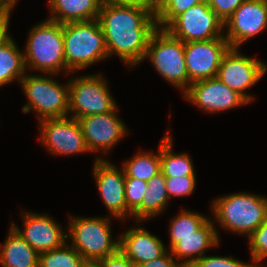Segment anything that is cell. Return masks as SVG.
<instances>
[{"instance_id":"277c9868","label":"cell","mask_w":267,"mask_h":267,"mask_svg":"<svg viewBox=\"0 0 267 267\" xmlns=\"http://www.w3.org/2000/svg\"><path fill=\"white\" fill-rule=\"evenodd\" d=\"M66 68L73 73L108 57L98 19L63 24Z\"/></svg>"},{"instance_id":"484cf974","label":"cell","mask_w":267,"mask_h":267,"mask_svg":"<svg viewBox=\"0 0 267 267\" xmlns=\"http://www.w3.org/2000/svg\"><path fill=\"white\" fill-rule=\"evenodd\" d=\"M84 260L67 242L59 248L39 253V267H80Z\"/></svg>"},{"instance_id":"9c48e42d","label":"cell","mask_w":267,"mask_h":267,"mask_svg":"<svg viewBox=\"0 0 267 267\" xmlns=\"http://www.w3.org/2000/svg\"><path fill=\"white\" fill-rule=\"evenodd\" d=\"M173 37L184 43L208 41L224 37V23L207 2L190 7L177 16L166 28Z\"/></svg>"},{"instance_id":"8992f818","label":"cell","mask_w":267,"mask_h":267,"mask_svg":"<svg viewBox=\"0 0 267 267\" xmlns=\"http://www.w3.org/2000/svg\"><path fill=\"white\" fill-rule=\"evenodd\" d=\"M149 58L157 72L184 93L191 85L187 74L184 42L166 29L157 28L151 35L145 59Z\"/></svg>"},{"instance_id":"d6a6232c","label":"cell","mask_w":267,"mask_h":267,"mask_svg":"<svg viewBox=\"0 0 267 267\" xmlns=\"http://www.w3.org/2000/svg\"><path fill=\"white\" fill-rule=\"evenodd\" d=\"M245 0H206L210 8L225 23Z\"/></svg>"},{"instance_id":"836d02e7","label":"cell","mask_w":267,"mask_h":267,"mask_svg":"<svg viewBox=\"0 0 267 267\" xmlns=\"http://www.w3.org/2000/svg\"><path fill=\"white\" fill-rule=\"evenodd\" d=\"M102 267H137L119 249L100 260Z\"/></svg>"},{"instance_id":"9a60e30c","label":"cell","mask_w":267,"mask_h":267,"mask_svg":"<svg viewBox=\"0 0 267 267\" xmlns=\"http://www.w3.org/2000/svg\"><path fill=\"white\" fill-rule=\"evenodd\" d=\"M93 174L96 180L98 191L103 203L117 219L125 220L132 213L127 209L125 200V172L110 163L109 160L98 158L93 167Z\"/></svg>"},{"instance_id":"6da1fadb","label":"cell","mask_w":267,"mask_h":267,"mask_svg":"<svg viewBox=\"0 0 267 267\" xmlns=\"http://www.w3.org/2000/svg\"><path fill=\"white\" fill-rule=\"evenodd\" d=\"M98 20L108 57L116 54L129 68L144 60L149 39L157 29L154 8L102 5Z\"/></svg>"},{"instance_id":"3957f363","label":"cell","mask_w":267,"mask_h":267,"mask_svg":"<svg viewBox=\"0 0 267 267\" xmlns=\"http://www.w3.org/2000/svg\"><path fill=\"white\" fill-rule=\"evenodd\" d=\"M211 207L221 227L247 237L267 219V198L249 192L216 198Z\"/></svg>"},{"instance_id":"4dcf8cb0","label":"cell","mask_w":267,"mask_h":267,"mask_svg":"<svg viewBox=\"0 0 267 267\" xmlns=\"http://www.w3.org/2000/svg\"><path fill=\"white\" fill-rule=\"evenodd\" d=\"M196 186L195 176L166 177V190L169 199L173 196H187L193 193Z\"/></svg>"},{"instance_id":"4316f807","label":"cell","mask_w":267,"mask_h":267,"mask_svg":"<svg viewBox=\"0 0 267 267\" xmlns=\"http://www.w3.org/2000/svg\"><path fill=\"white\" fill-rule=\"evenodd\" d=\"M202 2L206 0H155L157 28L165 29L181 13Z\"/></svg>"},{"instance_id":"f546056e","label":"cell","mask_w":267,"mask_h":267,"mask_svg":"<svg viewBox=\"0 0 267 267\" xmlns=\"http://www.w3.org/2000/svg\"><path fill=\"white\" fill-rule=\"evenodd\" d=\"M148 182L136 178L125 177V200L127 209L133 213L142 203L147 191Z\"/></svg>"},{"instance_id":"f35d334b","label":"cell","mask_w":267,"mask_h":267,"mask_svg":"<svg viewBox=\"0 0 267 267\" xmlns=\"http://www.w3.org/2000/svg\"><path fill=\"white\" fill-rule=\"evenodd\" d=\"M0 2L9 10H12V8L17 3V0H0Z\"/></svg>"},{"instance_id":"8d00e7d4","label":"cell","mask_w":267,"mask_h":267,"mask_svg":"<svg viewBox=\"0 0 267 267\" xmlns=\"http://www.w3.org/2000/svg\"><path fill=\"white\" fill-rule=\"evenodd\" d=\"M11 10L0 11V43L9 35L8 25Z\"/></svg>"},{"instance_id":"ffe728a7","label":"cell","mask_w":267,"mask_h":267,"mask_svg":"<svg viewBox=\"0 0 267 267\" xmlns=\"http://www.w3.org/2000/svg\"><path fill=\"white\" fill-rule=\"evenodd\" d=\"M51 16L48 20L60 24L98 19L100 0H49Z\"/></svg>"},{"instance_id":"5b68a950","label":"cell","mask_w":267,"mask_h":267,"mask_svg":"<svg viewBox=\"0 0 267 267\" xmlns=\"http://www.w3.org/2000/svg\"><path fill=\"white\" fill-rule=\"evenodd\" d=\"M46 75L25 74L20 80V86L28 99L22 111L24 113L31 110L36 112L39 121L68 117L69 83L63 86L54 80L51 74Z\"/></svg>"},{"instance_id":"30bf717a","label":"cell","mask_w":267,"mask_h":267,"mask_svg":"<svg viewBox=\"0 0 267 267\" xmlns=\"http://www.w3.org/2000/svg\"><path fill=\"white\" fill-rule=\"evenodd\" d=\"M266 71L265 62L242 55L239 48H229L222 57L216 77L251 102L254 97L245 90L255 85Z\"/></svg>"},{"instance_id":"e0dca14e","label":"cell","mask_w":267,"mask_h":267,"mask_svg":"<svg viewBox=\"0 0 267 267\" xmlns=\"http://www.w3.org/2000/svg\"><path fill=\"white\" fill-rule=\"evenodd\" d=\"M23 230L11 223L16 232L38 253L59 248L68 240L62 226L46 214L25 212Z\"/></svg>"},{"instance_id":"d590c367","label":"cell","mask_w":267,"mask_h":267,"mask_svg":"<svg viewBox=\"0 0 267 267\" xmlns=\"http://www.w3.org/2000/svg\"><path fill=\"white\" fill-rule=\"evenodd\" d=\"M102 5H126L155 8V0H100Z\"/></svg>"},{"instance_id":"5bb4252c","label":"cell","mask_w":267,"mask_h":267,"mask_svg":"<svg viewBox=\"0 0 267 267\" xmlns=\"http://www.w3.org/2000/svg\"><path fill=\"white\" fill-rule=\"evenodd\" d=\"M187 101L204 112H222L249 103L243 96L230 89L217 77L191 83L183 93Z\"/></svg>"},{"instance_id":"e575fe53","label":"cell","mask_w":267,"mask_h":267,"mask_svg":"<svg viewBox=\"0 0 267 267\" xmlns=\"http://www.w3.org/2000/svg\"><path fill=\"white\" fill-rule=\"evenodd\" d=\"M137 267H185L181 262L175 261L168 250L162 257L138 265Z\"/></svg>"},{"instance_id":"d6986e66","label":"cell","mask_w":267,"mask_h":267,"mask_svg":"<svg viewBox=\"0 0 267 267\" xmlns=\"http://www.w3.org/2000/svg\"><path fill=\"white\" fill-rule=\"evenodd\" d=\"M219 233L213 222L208 218L194 234L176 236V244L170 249L172 256H176L185 267H190L195 261L205 256L208 248L219 244Z\"/></svg>"},{"instance_id":"d4e9b609","label":"cell","mask_w":267,"mask_h":267,"mask_svg":"<svg viewBox=\"0 0 267 267\" xmlns=\"http://www.w3.org/2000/svg\"><path fill=\"white\" fill-rule=\"evenodd\" d=\"M125 177L136 178L148 182L161 172L160 145L158 153L139 152L130 160L123 163Z\"/></svg>"},{"instance_id":"7c38bea8","label":"cell","mask_w":267,"mask_h":267,"mask_svg":"<svg viewBox=\"0 0 267 267\" xmlns=\"http://www.w3.org/2000/svg\"><path fill=\"white\" fill-rule=\"evenodd\" d=\"M229 48L225 37L184 43L189 81L193 83L216 77L222 57Z\"/></svg>"},{"instance_id":"52a82bcc","label":"cell","mask_w":267,"mask_h":267,"mask_svg":"<svg viewBox=\"0 0 267 267\" xmlns=\"http://www.w3.org/2000/svg\"><path fill=\"white\" fill-rule=\"evenodd\" d=\"M69 233L71 246L85 260H101L119 249V239L113 240L110 217H71Z\"/></svg>"},{"instance_id":"cb8c5ba5","label":"cell","mask_w":267,"mask_h":267,"mask_svg":"<svg viewBox=\"0 0 267 267\" xmlns=\"http://www.w3.org/2000/svg\"><path fill=\"white\" fill-rule=\"evenodd\" d=\"M172 138L170 132L160 142L161 172L165 177L195 176L194 165L188 154H175L172 151Z\"/></svg>"},{"instance_id":"83f0119b","label":"cell","mask_w":267,"mask_h":267,"mask_svg":"<svg viewBox=\"0 0 267 267\" xmlns=\"http://www.w3.org/2000/svg\"><path fill=\"white\" fill-rule=\"evenodd\" d=\"M207 219L208 217L203 216L200 213L181 209L180 213L172 219L169 227V249L176 244V236L194 234V231H196Z\"/></svg>"},{"instance_id":"ab89813d","label":"cell","mask_w":267,"mask_h":267,"mask_svg":"<svg viewBox=\"0 0 267 267\" xmlns=\"http://www.w3.org/2000/svg\"><path fill=\"white\" fill-rule=\"evenodd\" d=\"M9 10L0 2V11Z\"/></svg>"},{"instance_id":"7a4b0ae2","label":"cell","mask_w":267,"mask_h":267,"mask_svg":"<svg viewBox=\"0 0 267 267\" xmlns=\"http://www.w3.org/2000/svg\"><path fill=\"white\" fill-rule=\"evenodd\" d=\"M26 71L40 70L45 74L56 75L66 68L63 24L46 20L35 25L28 34L25 50L23 51Z\"/></svg>"},{"instance_id":"4fadbf2b","label":"cell","mask_w":267,"mask_h":267,"mask_svg":"<svg viewBox=\"0 0 267 267\" xmlns=\"http://www.w3.org/2000/svg\"><path fill=\"white\" fill-rule=\"evenodd\" d=\"M224 28L230 48H239L267 28V2L245 0L224 23Z\"/></svg>"},{"instance_id":"44dd1931","label":"cell","mask_w":267,"mask_h":267,"mask_svg":"<svg viewBox=\"0 0 267 267\" xmlns=\"http://www.w3.org/2000/svg\"><path fill=\"white\" fill-rule=\"evenodd\" d=\"M0 248L1 267H39V253L12 226Z\"/></svg>"},{"instance_id":"8fae6325","label":"cell","mask_w":267,"mask_h":267,"mask_svg":"<svg viewBox=\"0 0 267 267\" xmlns=\"http://www.w3.org/2000/svg\"><path fill=\"white\" fill-rule=\"evenodd\" d=\"M40 142L55 155H75L90 152L77 119L65 117L40 122Z\"/></svg>"},{"instance_id":"603a6c76","label":"cell","mask_w":267,"mask_h":267,"mask_svg":"<svg viewBox=\"0 0 267 267\" xmlns=\"http://www.w3.org/2000/svg\"><path fill=\"white\" fill-rule=\"evenodd\" d=\"M12 38L8 35L0 43V87L13 80L20 82L26 74L23 51Z\"/></svg>"},{"instance_id":"1f68e13d","label":"cell","mask_w":267,"mask_h":267,"mask_svg":"<svg viewBox=\"0 0 267 267\" xmlns=\"http://www.w3.org/2000/svg\"><path fill=\"white\" fill-rule=\"evenodd\" d=\"M190 267H254L253 263H244L232 256H203L195 261Z\"/></svg>"},{"instance_id":"74e56055","label":"cell","mask_w":267,"mask_h":267,"mask_svg":"<svg viewBox=\"0 0 267 267\" xmlns=\"http://www.w3.org/2000/svg\"><path fill=\"white\" fill-rule=\"evenodd\" d=\"M80 267H102L100 260H84Z\"/></svg>"},{"instance_id":"2e32d148","label":"cell","mask_w":267,"mask_h":267,"mask_svg":"<svg viewBox=\"0 0 267 267\" xmlns=\"http://www.w3.org/2000/svg\"><path fill=\"white\" fill-rule=\"evenodd\" d=\"M117 110L118 108L106 114L90 115L78 119L89 151L102 150L108 153L122 137L127 135L128 130L125 123L118 117Z\"/></svg>"},{"instance_id":"f1b7e54d","label":"cell","mask_w":267,"mask_h":267,"mask_svg":"<svg viewBox=\"0 0 267 267\" xmlns=\"http://www.w3.org/2000/svg\"><path fill=\"white\" fill-rule=\"evenodd\" d=\"M250 256L254 267L267 257V219L248 237ZM259 265H258V264Z\"/></svg>"},{"instance_id":"ba28073f","label":"cell","mask_w":267,"mask_h":267,"mask_svg":"<svg viewBox=\"0 0 267 267\" xmlns=\"http://www.w3.org/2000/svg\"><path fill=\"white\" fill-rule=\"evenodd\" d=\"M101 74L84 75L69 80V112L79 119L90 115L106 114L117 108L110 95L107 81Z\"/></svg>"},{"instance_id":"7402d4cb","label":"cell","mask_w":267,"mask_h":267,"mask_svg":"<svg viewBox=\"0 0 267 267\" xmlns=\"http://www.w3.org/2000/svg\"><path fill=\"white\" fill-rule=\"evenodd\" d=\"M141 205L132 213L137 223L148 220L162 213L169 204V196L166 190V177L162 172L153 176L147 184Z\"/></svg>"},{"instance_id":"ac0fdd59","label":"cell","mask_w":267,"mask_h":267,"mask_svg":"<svg viewBox=\"0 0 267 267\" xmlns=\"http://www.w3.org/2000/svg\"><path fill=\"white\" fill-rule=\"evenodd\" d=\"M119 250L136 266L162 257L168 250L148 230L135 227L119 235Z\"/></svg>"}]
</instances>
